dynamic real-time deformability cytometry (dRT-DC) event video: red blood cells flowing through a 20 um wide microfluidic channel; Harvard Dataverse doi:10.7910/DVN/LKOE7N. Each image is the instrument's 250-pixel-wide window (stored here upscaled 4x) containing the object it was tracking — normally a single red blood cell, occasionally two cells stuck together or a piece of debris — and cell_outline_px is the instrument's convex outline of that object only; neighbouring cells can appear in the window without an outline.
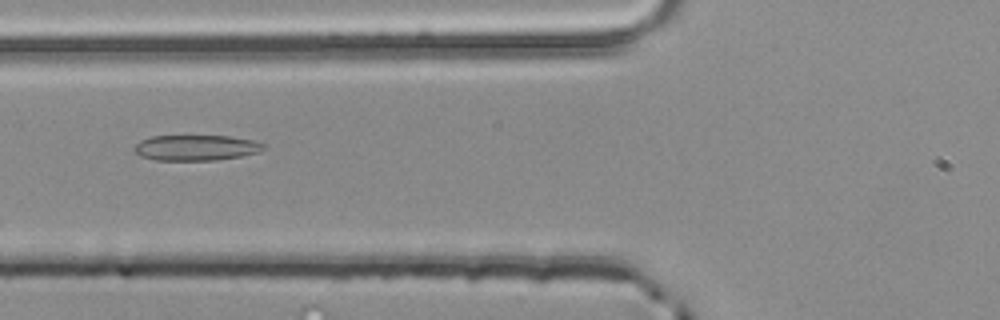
{"species": "common noctule bat (a hibernating species)", "species_latin": "Nyctalus noctula", "temperature_condition": "room temperature", "stored_images_in_passage": 4, "camera_frame_rate_fps": 3000, "um_per_image_px": 0.085, "animal": {"sex": "male", "body_mass_g": 20.4}, "frame": {"image": 1, "passage_image": 4, "time_ms": 1.0, "image_size_px": [1000, 320], "cell_outline_px": [[264, 148], [260, 152], [240, 156], [216, 160], [156, 160], [140, 156], [132, 148], [140, 140], [152, 136], [232, 136], [252, 140], [264, 144]], "centroid_in_image_um": [16.64, 12.55], "position_along_channel_um": 109.2, "area_um2": 19.25}}